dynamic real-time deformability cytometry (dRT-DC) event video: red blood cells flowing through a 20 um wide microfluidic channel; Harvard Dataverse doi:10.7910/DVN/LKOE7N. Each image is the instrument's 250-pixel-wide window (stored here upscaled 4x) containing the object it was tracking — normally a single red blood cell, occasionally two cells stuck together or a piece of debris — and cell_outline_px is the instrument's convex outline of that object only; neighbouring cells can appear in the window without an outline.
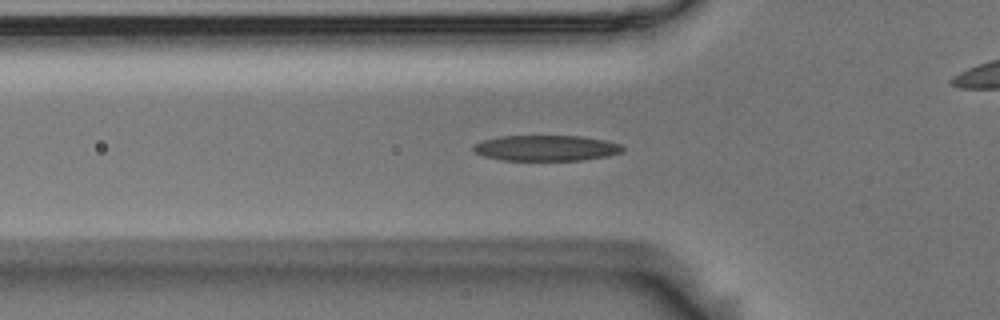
{"species": "Egyptian fruit bat (a non-hibernating species)", "species_latin": "Rousettus aegyptiacus", "temperature_condition": "room temperature", "stored_images_in_passage": 52, "camera_frame_rate_fps": 3000, "um_per_image_px": 0.085, "animal": {"sex": "male"}, "frame": {"image": 1, "passage_image": 14, "time_ms": 4.333, "image_size_px": [1000, 320], "cell_outline_px": [[624, 152], [608, 156], [584, 160], [500, 160], [484, 156], [476, 152], [472, 148], [472, 144], [484, 140], [500, 136], [584, 136], [604, 140], [620, 144], [624, 148]], "centroid_in_image_um": [46.44, 12.58], "position_along_channel_um": 79.4, "area_um2": 22.43}}
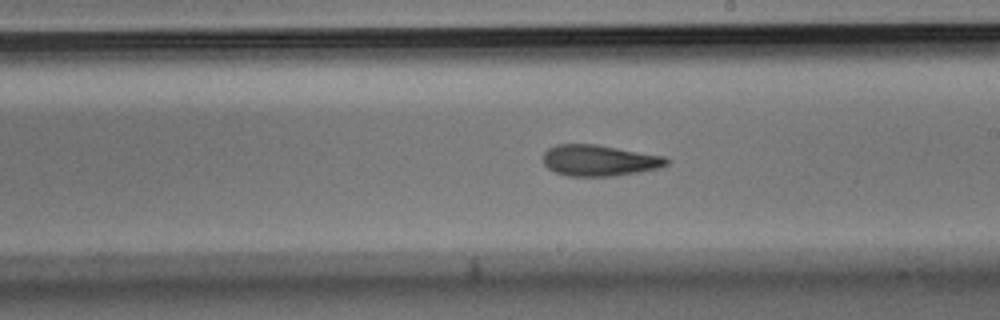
{"frame": {"image": 2, "passage_image": 27, "time_ms": 8.667, "image_size_px": [1000, 320], "cell_outline_px": [[668, 164], [660, 168], [616, 176], [568, 176], [556, 172], [548, 168], [544, 164], [544, 152], [548, 148], [556, 144], [596, 144], [664, 156], [668, 160]], "centroid_in_image_um": [50.94, 13.64], "position_along_channel_um": 238.1, "area_um2": 22.37}}
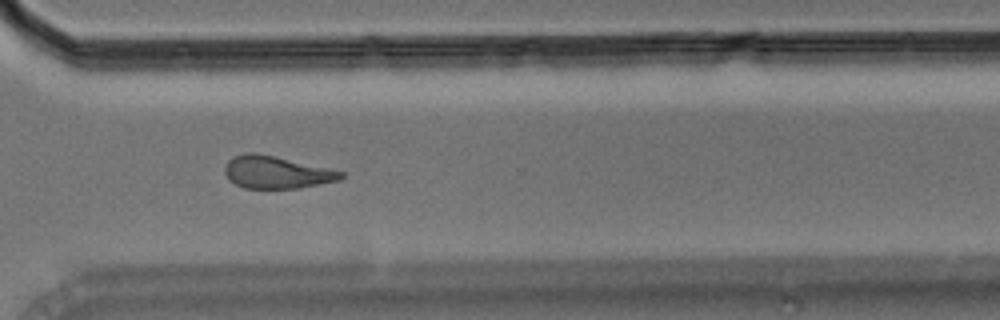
{"frame": {"image": 3, "passage_image": 36, "time_ms": 11.667, "image_size_px": [1000, 320], "cell_outline_px": [[344, 176], [340, 180], [296, 188], [244, 188], [228, 180], [224, 172], [224, 168], [228, 160], [232, 156], [244, 152], [256, 152], [328, 168], [344, 172]], "centroid_in_image_um": [23.44, 14.63], "position_along_channel_um": 347.2, "area_um2": 21.91}, "authors_computed_cell_mechanics": {"area_um2": 22.3686, "velocity_mm_per_s": 3.6403, "shape_relaxation_time_tau1_ms": 5.8643, "shape_relaxation_time_tau2_ms": 3.8574, "deformation_change_tau1": 0.1904, "deformation_change_tau2": 0.1425}}